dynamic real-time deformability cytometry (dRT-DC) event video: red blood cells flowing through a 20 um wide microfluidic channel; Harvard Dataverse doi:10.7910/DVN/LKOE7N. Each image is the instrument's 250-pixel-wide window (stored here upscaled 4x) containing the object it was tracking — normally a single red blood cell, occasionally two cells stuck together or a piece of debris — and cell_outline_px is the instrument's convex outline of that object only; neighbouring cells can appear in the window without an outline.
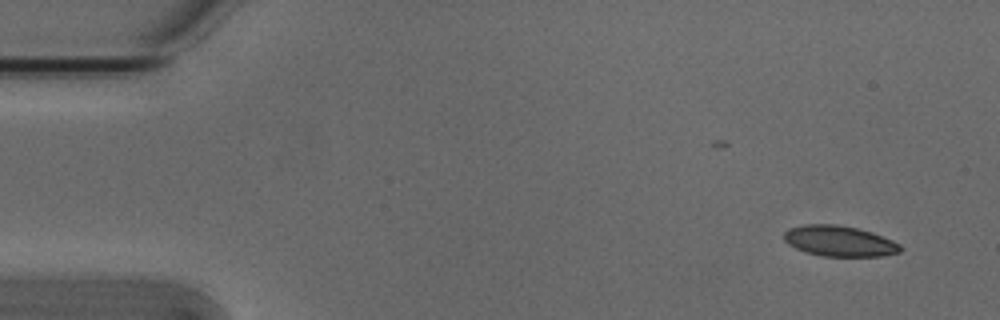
{"species": "Egyptian fruit bat (a non-hibernating species)", "species_latin": "Rousettus aegyptiacus", "temperature_condition": "cold", "stored_images_in_passage": 4, "camera_frame_rate_fps": 3000, "um_per_image_px": 0.085, "animal": {"sex": "male"}, "frame": {"image": 1, "passage_image": 1, "time_ms": 0.0, "image_size_px": [1000, 320], "cell_outline_px": [[904, 248], [900, 252], [884, 256], [820, 256], [804, 252], [788, 244], [784, 240], [784, 232], [788, 228], [804, 224], [836, 224], [856, 228], [872, 232], [892, 240], [900, 244]], "centroid_in_image_um": [71.34, 20.49], "position_along_channel_um": 13.7, "area_um2": 20.98}}
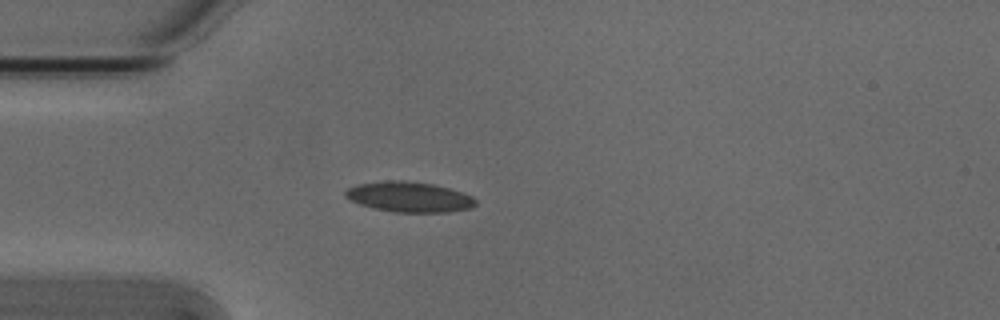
{"frame": {"image": 2, "passage_image": 4, "time_ms": 1.0, "image_size_px": [1000, 320], "cell_outline_px": [[476, 204], [472, 208], [448, 212], [396, 212], [372, 208], [360, 204], [344, 196], [344, 192], [348, 188], [356, 184], [384, 180], [404, 180], [432, 184], [448, 188], [472, 196], [476, 200]], "centroid_in_image_um": [34.76, 16.73], "position_along_channel_um": 50.2, "area_um2": 23.0}}